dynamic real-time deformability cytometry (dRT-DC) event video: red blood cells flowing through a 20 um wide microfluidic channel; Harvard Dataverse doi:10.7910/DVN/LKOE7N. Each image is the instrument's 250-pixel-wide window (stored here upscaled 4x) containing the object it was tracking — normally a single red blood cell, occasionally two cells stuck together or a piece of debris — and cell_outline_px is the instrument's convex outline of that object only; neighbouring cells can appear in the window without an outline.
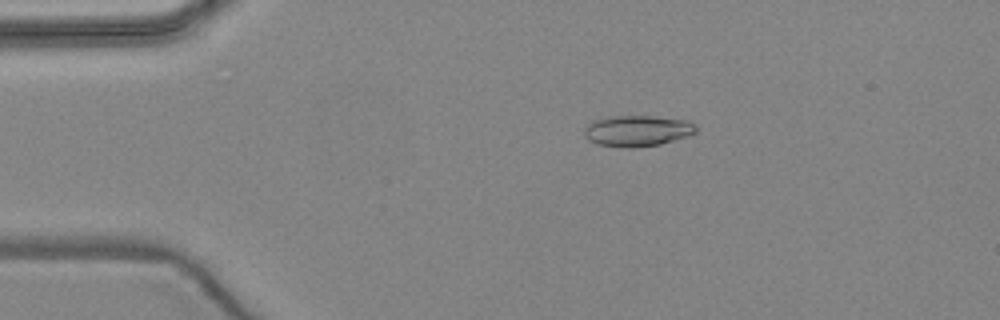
{"species": "common noctule bat (a hibernating species)", "species_latin": "Nyctalus noctula", "temperature_condition": "warm", "stored_images_in_passage": 4, "camera_frame_rate_fps": 3000, "um_per_image_px": 0.085, "animal": {"sex": "female", "body_mass_g": 24.6, "forearm_length_mm": 56.2}, "frame": {"image": 1, "passage_image": 1, "time_ms": 0.0, "image_size_px": [1000, 320], "cell_outline_px": [[696, 132], [688, 136], [660, 144], [636, 148], [620, 148], [596, 144], [588, 140], [584, 136], [584, 128], [588, 124], [596, 120], [608, 116], [652, 116], [688, 120], [696, 124]], "centroid_in_image_um": [54.16, 11.13], "position_along_channel_um": 30.8, "area_um2": 20.46}}
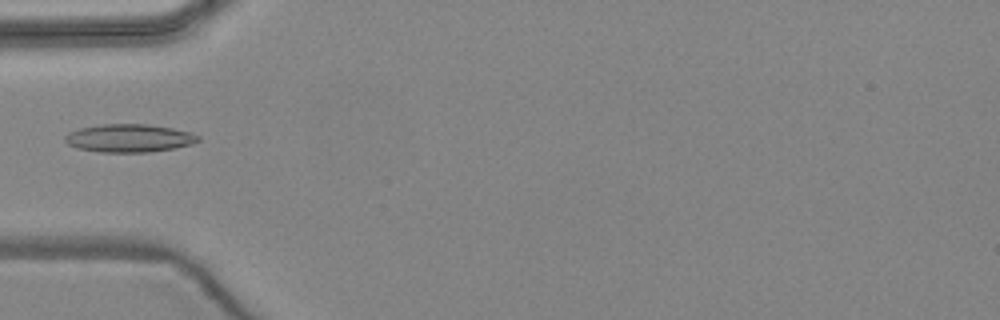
{"frame": {"image": 2, "passage_image": 3, "time_ms": 2.333, "image_size_px": [1000, 320], "cell_outline_px": [[200, 140], [192, 144], [172, 148], [148, 152], [100, 152], [80, 148], [68, 144], [64, 140], [64, 136], [68, 132], [80, 128], [100, 124], [148, 124], [172, 128], [188, 132], [200, 136]], "centroid_in_image_um": [10.96, 11.73], "position_along_channel_um": 74.0, "area_um2": 21.62}}
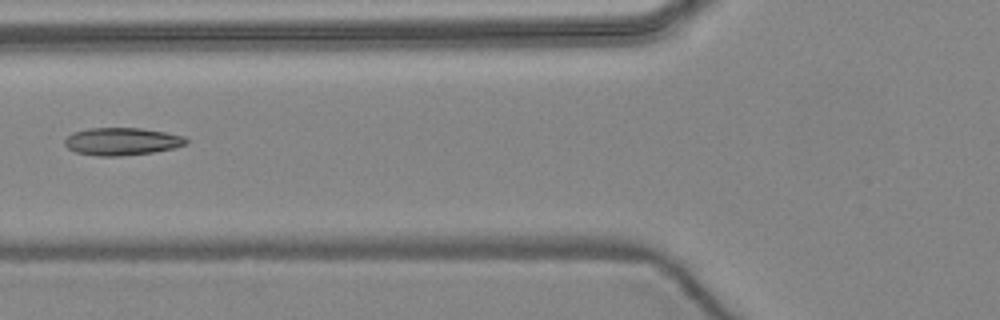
{"frame": {"image": 3, "passage_image": 4, "time_ms": 3.333, "image_size_px": [1000, 320], "cell_outline_px": [[188, 144], [172, 148], [152, 152], [120, 156], [100, 156], [76, 152], [68, 148], [64, 144], [64, 140], [72, 132], [88, 128], [140, 128], [164, 132], [184, 136], [188, 140]], "centroid_in_image_um": [10.34, 12.02], "position_along_channel_um": 115.5, "area_um2": 19.42}}